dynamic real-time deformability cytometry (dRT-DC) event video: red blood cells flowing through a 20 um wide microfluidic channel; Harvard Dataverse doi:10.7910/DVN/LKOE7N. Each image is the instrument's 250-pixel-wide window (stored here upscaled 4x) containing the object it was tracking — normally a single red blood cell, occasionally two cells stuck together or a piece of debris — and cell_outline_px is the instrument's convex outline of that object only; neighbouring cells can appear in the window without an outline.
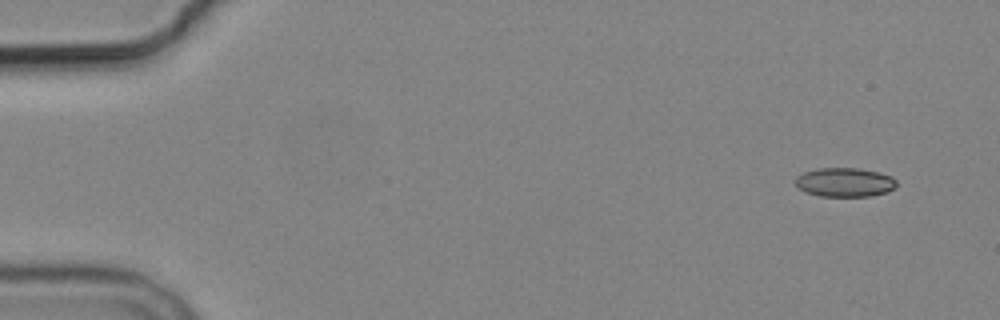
{"species": "common noctule bat (a hibernating species)", "species_latin": "Nyctalus noctula", "temperature_condition": "cold", "stored_images_in_passage": 5, "camera_frame_rate_fps": 3000, "um_per_image_px": 0.085, "animal": {"sex": "male", "body_mass_g": 19.2, "forearm_length_mm": 51.8}, "frame": {"image": 1, "passage_image": 5, "time_ms": 5.667, "image_size_px": [1000, 320], "cell_outline_px": [[896, 188], [888, 192], [868, 196], [820, 196], [804, 192], [796, 184], [796, 176], [804, 172], [816, 168], [860, 168], [880, 172], [892, 176], [896, 180]], "centroid_in_image_um": [71.83, 15.48], "position_along_channel_um": 13.2, "area_um2": 17.28}}